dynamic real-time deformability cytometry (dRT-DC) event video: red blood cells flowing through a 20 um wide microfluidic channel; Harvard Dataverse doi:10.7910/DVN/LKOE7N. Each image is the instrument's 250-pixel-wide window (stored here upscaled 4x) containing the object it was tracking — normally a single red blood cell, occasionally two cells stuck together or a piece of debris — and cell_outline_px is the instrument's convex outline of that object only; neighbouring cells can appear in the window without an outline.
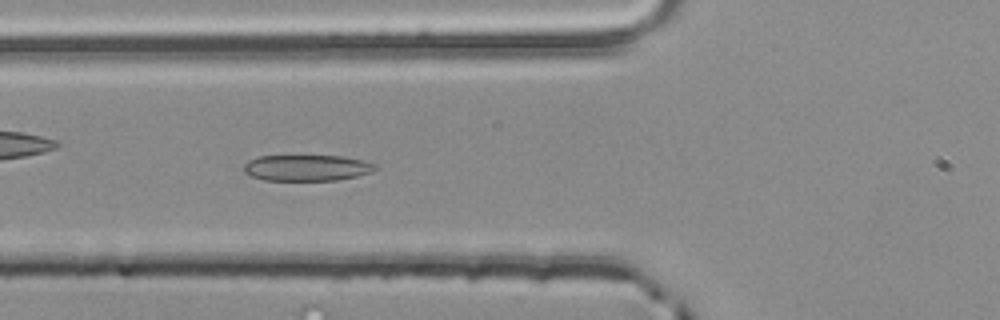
{"species": "common noctule bat (a hibernating species)", "species_latin": "Nyctalus noctula", "temperature_condition": "room temperature", "stored_images_in_passage": 54, "camera_frame_rate_fps": 3000, "um_per_image_px": 0.085, "animal": {"sex": "male", "body_mass_g": 20.4}, "frame": {"image": 1, "passage_image": 20, "time_ms": 6.333, "image_size_px": [1000, 320], "cell_outline_px": [[376, 168], [368, 172], [356, 176], [336, 180], [264, 180], [252, 176], [244, 172], [244, 164], [248, 160], [256, 156], [340, 156], [360, 160], [376, 164]], "centroid_in_image_um": [26.01, 14.26], "position_along_channel_um": 99.8, "area_um2": 19.71}}
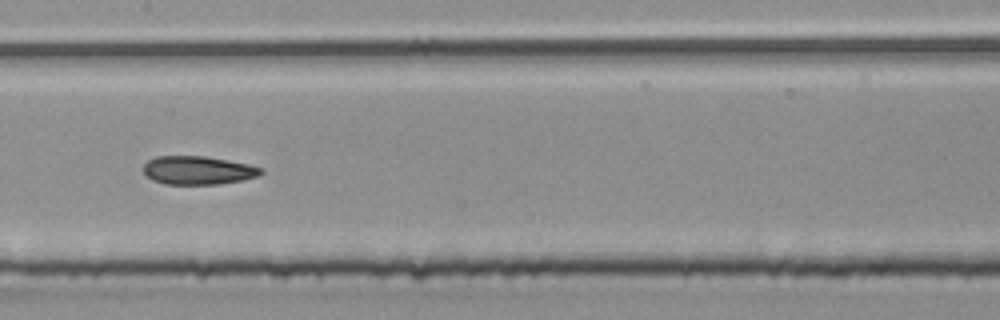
{"frame": {"image": 2, "passage_image": 27, "time_ms": 8.667, "image_size_px": [1000, 320], "cell_outline_px": [[264, 172], [260, 176], [244, 180], [220, 184], [164, 184], [152, 180], [144, 172], [144, 164], [148, 160], [156, 156], [204, 156], [248, 164], [264, 168]], "centroid_in_image_um": [16.87, 14.48], "position_along_channel_um": 190.5, "area_um2": 19.59}}
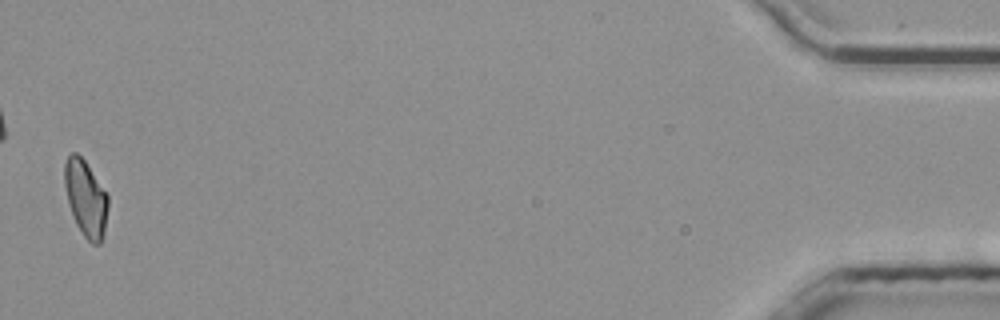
{"frame": {"image": 3, "passage_image": 53, "time_ms": 17.333, "image_size_px": [1000, 320], "cell_outline_px": [[108, 208], [104, 232], [100, 244], [92, 244], [84, 236], [76, 224], [68, 204], [64, 184], [64, 164], [68, 156], [72, 152], [76, 152], [84, 160], [108, 196]], "centroid_in_image_um": [7.27, 16.86], "position_along_channel_um": 427.9, "area_um2": 19.13}, "authors_computed_cell_mechanics": {"area_um2": 19.9988, "velocity_mm_per_s": 3.8593, "shape_relaxation_time_tau1_ms": 10.9645, "shape_relaxation_time_tau2_ms": 1.7844, "deformation_change_tau1": 0.2149, "deformation_change_tau2": 0.0801}}